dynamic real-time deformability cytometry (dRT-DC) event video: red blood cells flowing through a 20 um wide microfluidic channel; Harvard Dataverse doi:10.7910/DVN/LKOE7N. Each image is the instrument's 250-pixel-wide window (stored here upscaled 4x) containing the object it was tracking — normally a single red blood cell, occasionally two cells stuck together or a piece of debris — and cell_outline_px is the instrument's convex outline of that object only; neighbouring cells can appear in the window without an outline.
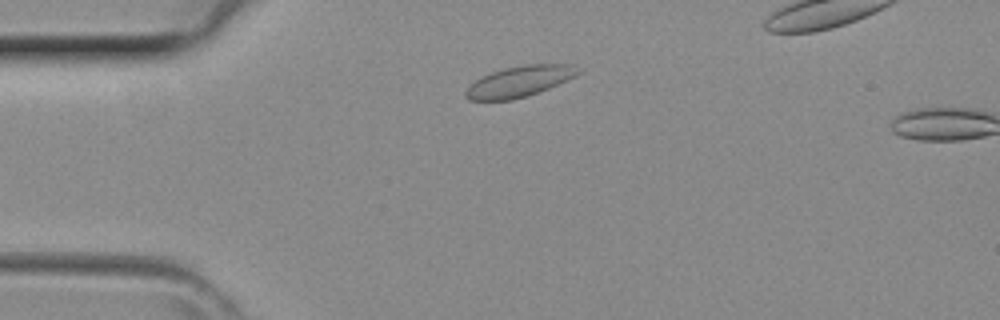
{"species": "common noctule bat (a hibernating species)", "species_latin": "Nyctalus noctula", "temperature_condition": "room temperature", "stored_images_in_passage": 2, "camera_frame_rate_fps": 3000, "um_per_image_px": 0.085, "animal": {"sex": "female", "body_mass_g": 29.2, "forearm_length_mm": 56.3}, "frame": {"image": 1, "passage_image": 1, "time_ms": 0.0, "image_size_px": [1000, 320], "cell_outline_px": [[584, 68], [576, 76], [548, 88], [528, 96], [512, 100], [468, 100], [464, 96], [464, 92], [468, 84], [492, 72], [504, 68], [524, 64], [572, 64]], "centroid_in_image_um": [44.16, 6.91], "position_along_channel_um": 40.8, "area_um2": 20.4}}